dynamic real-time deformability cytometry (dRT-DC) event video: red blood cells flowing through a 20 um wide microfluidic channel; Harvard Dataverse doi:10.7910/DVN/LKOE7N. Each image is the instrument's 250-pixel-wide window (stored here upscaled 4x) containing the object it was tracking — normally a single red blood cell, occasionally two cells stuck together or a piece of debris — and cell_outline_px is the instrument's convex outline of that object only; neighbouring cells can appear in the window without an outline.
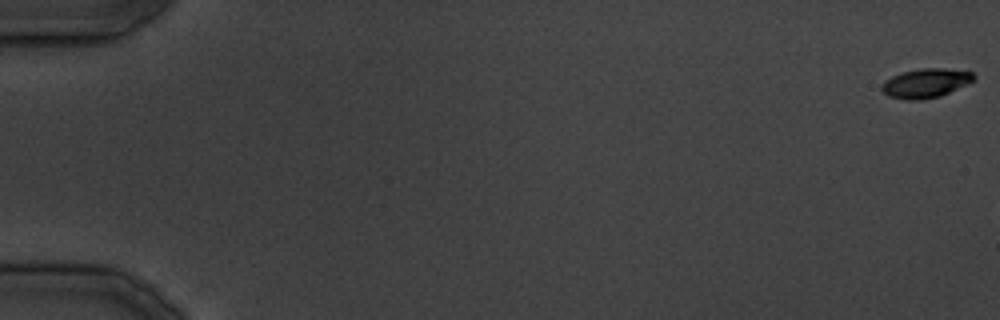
{"species": "common noctule bat (a hibernating species)", "species_latin": "Nyctalus noctula", "temperature_condition": "cold", "stored_images_in_passage": 6, "camera_frame_rate_fps": 3000, "um_per_image_px": 0.085, "animal": {"sex": "male", "body_mass_g": 19.5, "forearm_length_mm": 54.6}, "frame": {"image": 1, "passage_image": 1, "time_ms": 0.0, "image_size_px": [1000, 320], "cell_outline_px": [[976, 80], [968, 84], [940, 96], [920, 100], [908, 100], [888, 96], [880, 88], [880, 84], [884, 80], [892, 76], [904, 72], [920, 68], [944, 68], [972, 72], [976, 76]], "centroid_in_image_um": [78.69, 7.06], "position_along_channel_um": 6.3, "area_um2": 15.78}}